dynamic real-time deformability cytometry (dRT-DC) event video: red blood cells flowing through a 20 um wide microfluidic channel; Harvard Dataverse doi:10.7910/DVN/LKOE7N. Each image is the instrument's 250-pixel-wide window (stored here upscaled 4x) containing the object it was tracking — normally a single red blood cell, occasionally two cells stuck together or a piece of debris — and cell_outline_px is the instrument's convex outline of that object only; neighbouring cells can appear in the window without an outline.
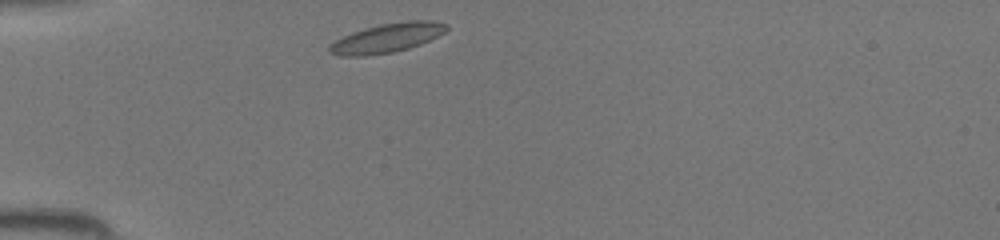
{"species": "common noctule bat (a hibernating species)", "species_latin": "Nyctalus noctula", "temperature_condition": "room temperature", "stored_images_in_passage": 32, "camera_frame_rate_fps": 3000, "um_per_image_px": 0.085, "animal": {"sex": "female", "body_mass_g": 19.5, "forearm_length_mm": 54.1}, "frame": {"image": 1, "passage_image": 1, "time_ms": 0.0, "image_size_px": [1000, 240], "cell_outline_px": [[448, 28], [444, 32], [420, 44], [408, 48], [392, 52], [368, 56], [340, 56], [328, 52], [328, 44], [352, 32], [364, 28], [380, 24], [408, 20], [432, 20], [448, 24]], "centroid_in_image_um": [32.87, 3.22], "position_along_channel_um": 52.1, "area_um2": 19.94}}
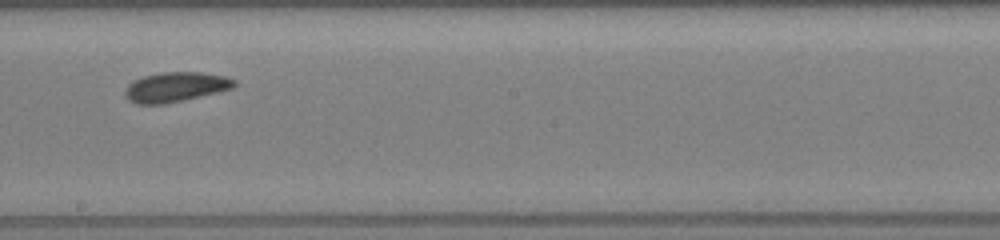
{"frame": {"image": 2, "passage_image": 14, "time_ms": 4.333, "image_size_px": [1000, 240], "cell_outline_px": [[236, 84], [232, 88], [184, 100], [164, 104], [136, 104], [128, 100], [124, 96], [124, 88], [132, 80], [144, 76], [160, 72], [200, 72], [224, 76], [236, 80]], "centroid_in_image_um": [14.86, 7.39], "position_along_channel_um": 233.3, "area_um2": 19.02}}
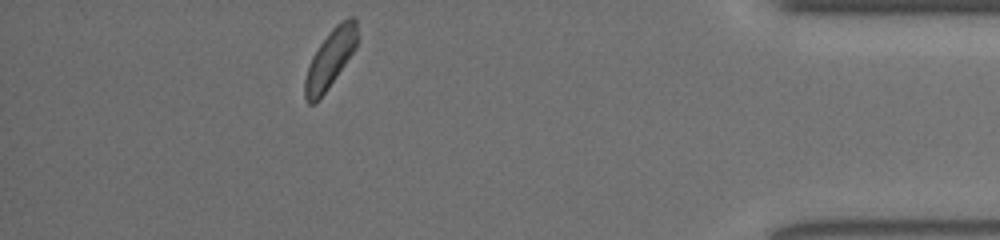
{"frame": {"image": 3, "passage_image": 28, "time_ms": 9.0, "image_size_px": [1000, 240], "cell_outline_px": [[356, 48], [328, 88], [312, 104], [308, 104], [304, 100], [304, 80], [312, 56], [328, 32], [336, 24], [348, 16], [356, 16]], "centroid_in_image_um": [28.05, 4.97], "position_along_channel_um": 407.1, "area_um2": 17.51}}